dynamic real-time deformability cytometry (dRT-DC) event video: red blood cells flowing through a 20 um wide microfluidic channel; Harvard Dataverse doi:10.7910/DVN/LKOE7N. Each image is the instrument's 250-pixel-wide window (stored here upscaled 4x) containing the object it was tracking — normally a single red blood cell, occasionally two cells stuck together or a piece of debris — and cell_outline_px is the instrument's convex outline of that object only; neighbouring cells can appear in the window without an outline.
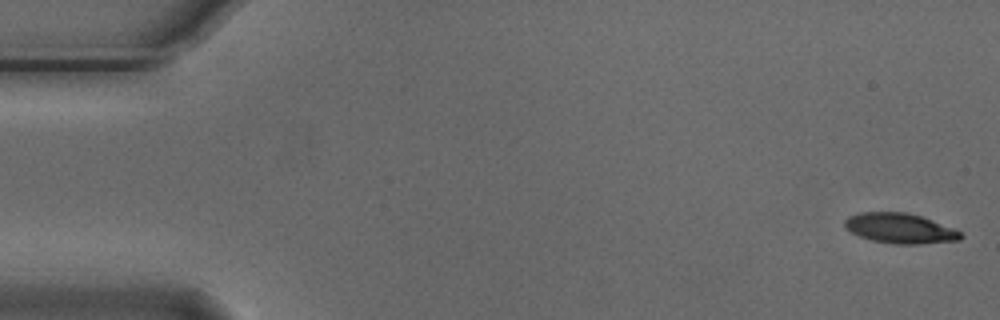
{"species": "Egyptian fruit bat (a non-hibernating species)", "species_latin": "Rousettus aegyptiacus", "temperature_condition": "cold", "stored_images_in_passage": 4, "camera_frame_rate_fps": 3000, "um_per_image_px": 0.085, "animal": {"sex": "male"}, "frame": {"image": 1, "passage_image": 1, "time_ms": 0.0, "image_size_px": [1000, 320], "cell_outline_px": [[964, 236], [960, 240], [920, 244], [896, 244], [872, 240], [860, 236], [844, 228], [844, 220], [848, 216], [860, 212], [908, 212], [920, 216], [960, 232]], "centroid_in_image_um": [76.45, 19.41], "position_along_channel_um": 8.6, "area_um2": 20.11}}